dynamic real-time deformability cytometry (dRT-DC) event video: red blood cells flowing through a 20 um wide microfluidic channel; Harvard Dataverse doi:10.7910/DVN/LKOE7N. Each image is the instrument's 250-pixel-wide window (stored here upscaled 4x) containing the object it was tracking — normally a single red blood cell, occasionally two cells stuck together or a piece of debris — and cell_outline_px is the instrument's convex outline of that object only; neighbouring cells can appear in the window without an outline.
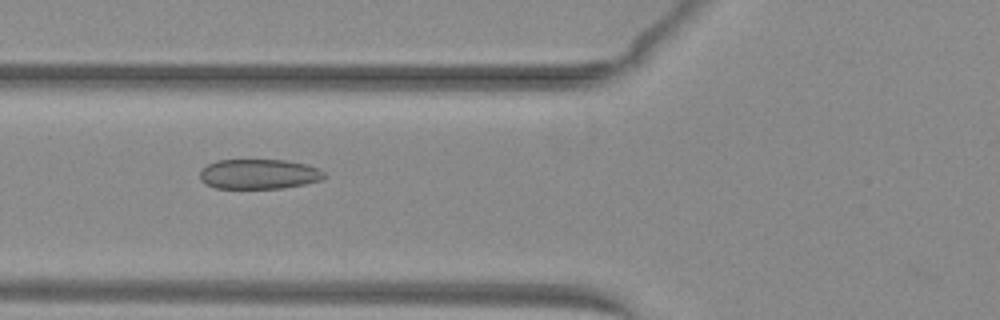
{"species": "common noctule bat (a hibernating species)", "species_latin": "Nyctalus noctula", "temperature_condition": "warm", "stored_images_in_passage": 52, "camera_frame_rate_fps": 3000, "um_per_image_px": 0.085, "animal": {"sex": "female", "body_mass_g": 29.2, "forearm_length_mm": 56.3}, "frame": {"image": 1, "passage_image": 21, "time_ms": 6.667, "image_size_px": [1000, 320], "cell_outline_px": [[328, 176], [324, 180], [284, 188], [216, 188], [200, 180], [200, 172], [208, 164], [216, 160], [284, 160], [308, 164], [320, 168]], "centroid_in_image_um": [22.08, 14.79], "position_along_channel_um": 103.7, "area_um2": 21.85}}
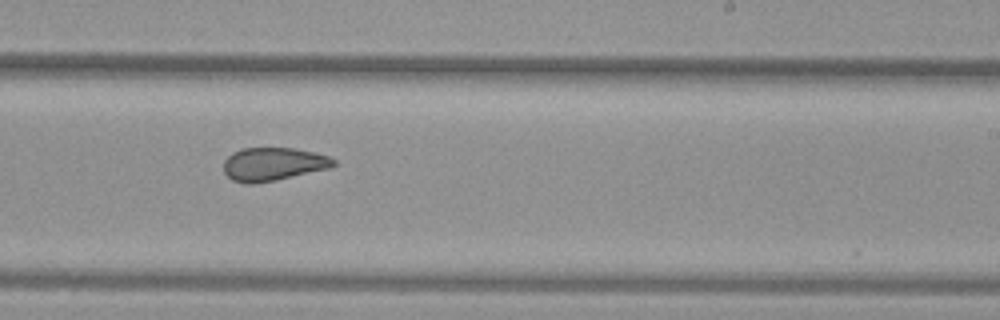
{"frame": {"image": 2, "passage_image": 33, "time_ms": 10.667, "image_size_px": [1000, 320], "cell_outline_px": [[336, 164], [332, 168], [276, 180], [252, 184], [244, 184], [232, 180], [224, 172], [224, 160], [232, 152], [240, 148], [296, 148], [328, 156], [336, 160]], "centroid_in_image_um": [23.22, 13.95], "position_along_channel_um": 265.8, "area_um2": 21.5}}
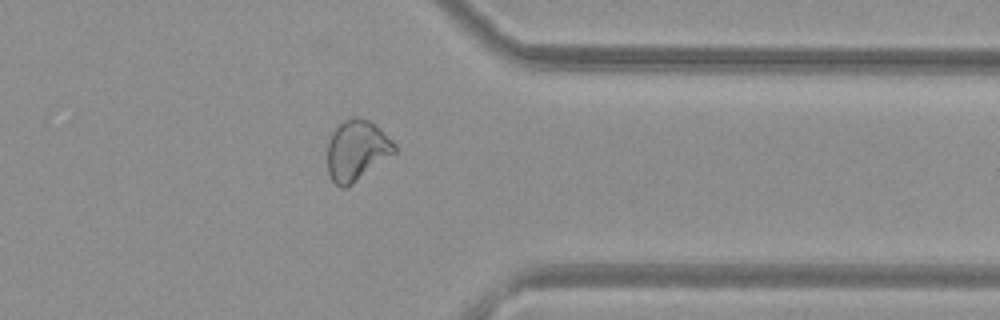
{"frame": {"image": 3, "passage_image": 42, "time_ms": 13.667, "image_size_px": [1000, 320], "cell_outline_px": [[396, 152], [348, 188], [340, 188], [332, 180], [328, 172], [328, 140], [336, 124], [352, 116], [356, 116], [368, 120], [392, 140], [396, 144]], "centroid_in_image_um": [30.3, 12.79], "position_along_channel_um": 381.1, "area_um2": 23.81}, "authors_computed_cell_mechanics": {"area_um2": 24.4494, "velocity_mm_per_s": 4.0578, "shape_relaxation_time_tau1_ms": null, "shape_relaxation_time_tau2_ms": 1.6437, "deformation_change_tau1": null, "deformation_change_tau2": 0.0756}}